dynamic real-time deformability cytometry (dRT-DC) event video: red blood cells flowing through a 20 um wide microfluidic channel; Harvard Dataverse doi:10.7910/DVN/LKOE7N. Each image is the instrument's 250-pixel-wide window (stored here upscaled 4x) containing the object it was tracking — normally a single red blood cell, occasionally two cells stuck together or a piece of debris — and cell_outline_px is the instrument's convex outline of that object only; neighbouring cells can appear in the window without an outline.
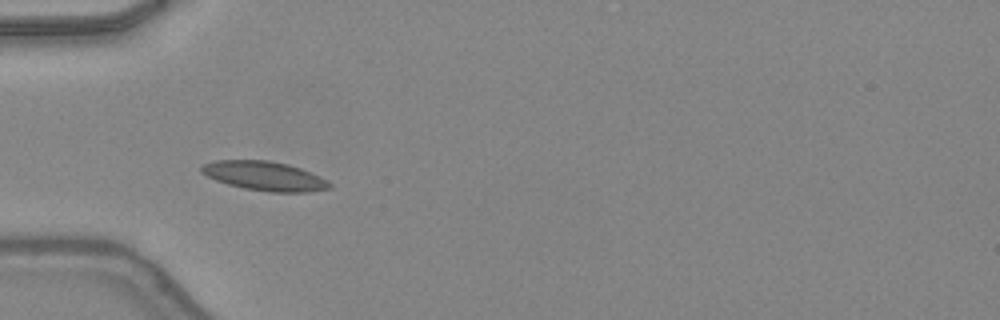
{"species": "common noctule bat (a hibernating species)", "species_latin": "Nyctalus noctula", "temperature_condition": "warm", "stored_images_in_passage": 29, "camera_frame_rate_fps": 3000, "um_per_image_px": 0.085, "animal": {"sex": "female", "body_mass_g": 24.6, "forearm_length_mm": 56.2}, "frame": {"image": 1, "passage_image": 3, "time_ms": 0.667, "image_size_px": [1000, 320], "cell_outline_px": [[332, 188], [308, 192], [268, 192], [244, 188], [228, 184], [216, 180], [200, 172], [200, 168], [204, 164], [216, 160], [268, 160], [288, 164], [300, 168], [332, 184]], "centroid_in_image_um": [22.45, 14.96], "position_along_channel_um": 62.5, "area_um2": 21.56}}
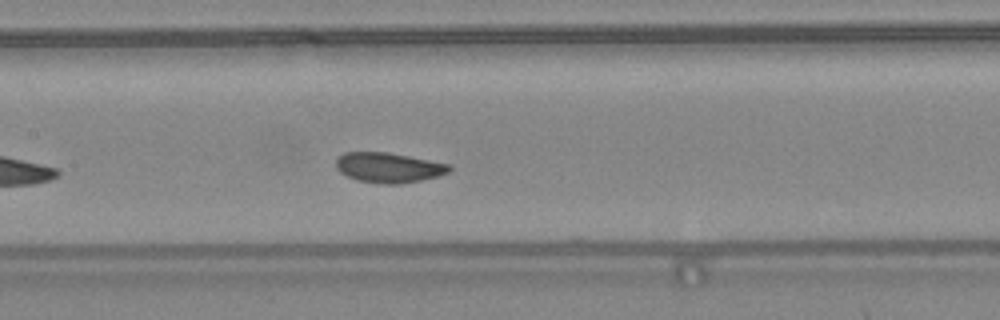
{"frame": {"image": 2, "passage_image": 11, "time_ms": 3.333, "image_size_px": [1000, 320], "cell_outline_px": [[452, 168], [448, 172], [440, 176], [400, 184], [384, 184], [356, 180], [340, 172], [336, 168], [336, 160], [344, 152], [388, 152], [448, 164]], "centroid_in_image_um": [33.02, 14.25], "position_along_channel_um": 174.4, "area_um2": 19.71}}
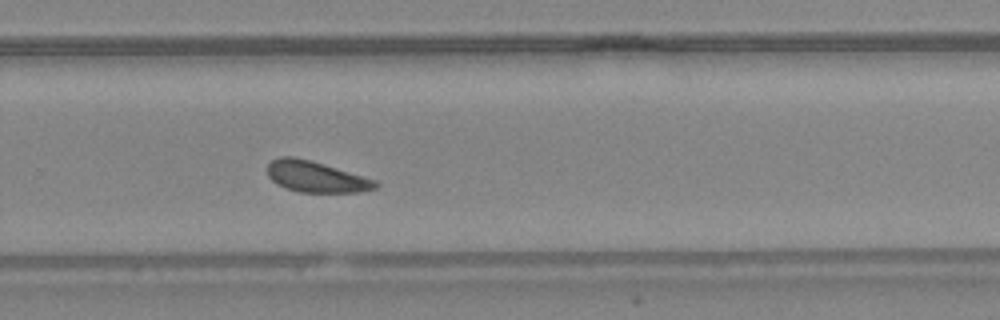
{"frame": {"image": 3, "passage_image": 20, "time_ms": 6.333, "image_size_px": [1000, 320], "cell_outline_px": [[380, 184], [376, 188], [360, 192], [300, 192], [284, 188], [276, 184], [268, 176], [268, 164], [272, 160], [280, 156], [292, 156], [324, 164], [376, 180]], "centroid_in_image_um": [26.85, 15.03], "position_along_channel_um": 303.0, "area_um2": 19.48}, "authors_computed_cell_mechanics": {"area_um2": 20.1722, "velocity_mm_per_s": 4.2938, "shape_relaxation_time_tau1_ms": 1.3718, "shape_relaxation_time_tau2_ms": null, "deformation_change_tau1": 0.0606, "deformation_change_tau2": null}}